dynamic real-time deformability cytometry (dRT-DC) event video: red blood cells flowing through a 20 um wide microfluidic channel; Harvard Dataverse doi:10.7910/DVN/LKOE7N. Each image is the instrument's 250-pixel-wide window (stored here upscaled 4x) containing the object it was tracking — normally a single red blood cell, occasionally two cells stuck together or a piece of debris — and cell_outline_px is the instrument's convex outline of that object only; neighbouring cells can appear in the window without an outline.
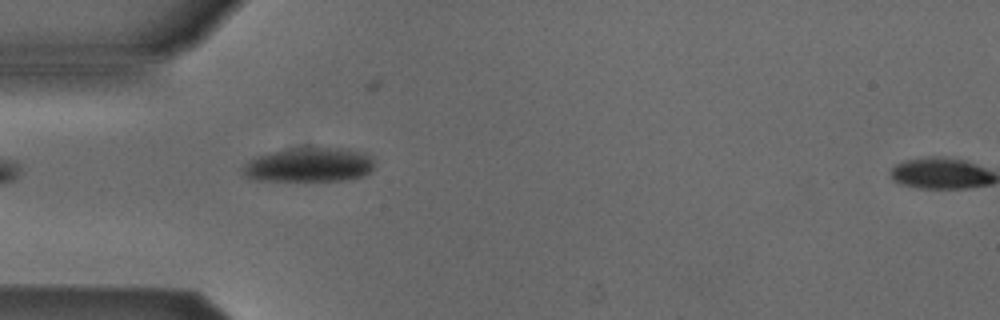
{"species": "Egyptian fruit bat (a non-hibernating species)", "species_latin": "Rousettus aegyptiacus", "temperature_condition": "cold", "stored_images_in_passage": 5, "segment_of_instrument_passage": [1, 2], "camera_frame_rate_fps": 3000, "um_per_image_px": 0.085, "animal": {"sex": "male"}, "frame": {"image": 1, "passage_image": 4, "time_ms": 1.0, "image_size_px": [1000, 320], "cell_outline_px": [[372, 168], [364, 176], [348, 180], [256, 180], [248, 176], [244, 172], [244, 164], [248, 160], [256, 156], [272, 152], [292, 148], [340, 148], [360, 152], [372, 156]], "centroid_in_image_um": [26.28, 14.01], "position_along_channel_um": 58.7, "area_um2": 25.84}}